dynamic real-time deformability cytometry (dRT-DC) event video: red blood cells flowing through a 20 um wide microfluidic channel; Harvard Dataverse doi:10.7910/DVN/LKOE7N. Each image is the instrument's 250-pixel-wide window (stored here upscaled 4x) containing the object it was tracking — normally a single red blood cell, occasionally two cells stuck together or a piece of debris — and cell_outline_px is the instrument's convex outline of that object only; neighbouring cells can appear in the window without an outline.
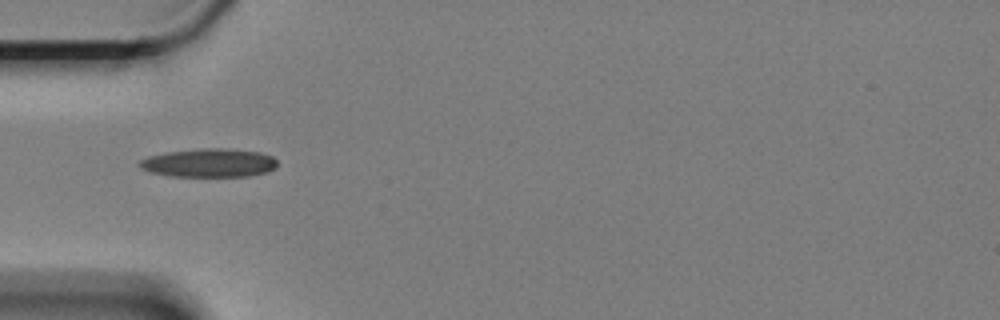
{"species": "Egyptian fruit bat (a non-hibernating species)", "species_latin": "Rousettus aegyptiacus", "temperature_condition": "cold", "stored_images_in_passage": 17, "camera_frame_rate_fps": 3000, "um_per_image_px": 0.085, "animal": {"sex": "female"}, "frame": {"image": 1, "passage_image": 3, "time_ms": 0.667, "image_size_px": [1000, 320], "cell_outline_px": [[276, 168], [268, 172], [248, 176], [172, 176], [152, 172], [140, 168], [136, 164], [140, 160], [148, 156], [168, 152], [204, 148], [220, 148], [260, 152], [272, 156], [276, 160]], "centroid_in_image_um": [17.77, 13.85], "position_along_channel_um": 67.2, "area_um2": 22.83}}
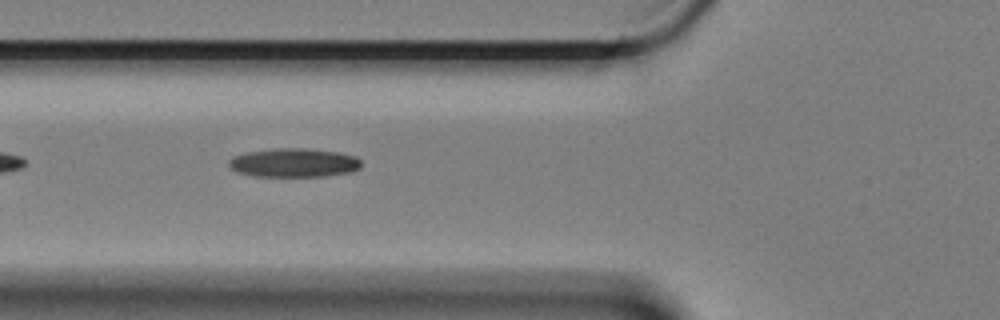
{"frame": {"image": 2, "passage_image": 6, "time_ms": 1.667, "image_size_px": [1000, 320], "cell_outline_px": [[360, 168], [348, 172], [324, 176], [256, 176], [236, 172], [228, 164], [228, 160], [232, 156], [244, 152], [272, 148], [304, 148], [340, 152], [356, 156], [360, 160]], "centroid_in_image_um": [24.94, 13.82], "position_along_channel_um": 100.9, "area_um2": 22.37}}
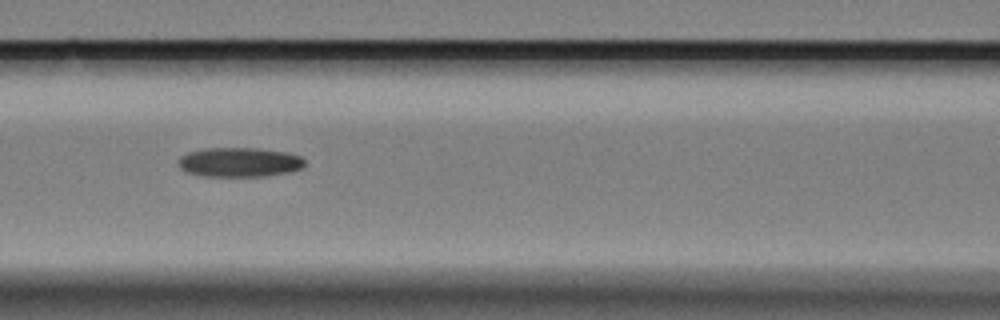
{"frame": {"image": 3, "passage_image": 10, "time_ms": 3.0, "image_size_px": [1000, 320], "cell_outline_px": [[304, 164], [300, 168], [288, 172], [268, 176], [204, 176], [188, 172], [180, 168], [180, 156], [188, 152], [204, 148], [256, 148], [288, 152], [300, 156], [304, 160]], "centroid_in_image_um": [20.36, 13.78], "position_along_channel_um": 146.2, "area_um2": 21.56}}